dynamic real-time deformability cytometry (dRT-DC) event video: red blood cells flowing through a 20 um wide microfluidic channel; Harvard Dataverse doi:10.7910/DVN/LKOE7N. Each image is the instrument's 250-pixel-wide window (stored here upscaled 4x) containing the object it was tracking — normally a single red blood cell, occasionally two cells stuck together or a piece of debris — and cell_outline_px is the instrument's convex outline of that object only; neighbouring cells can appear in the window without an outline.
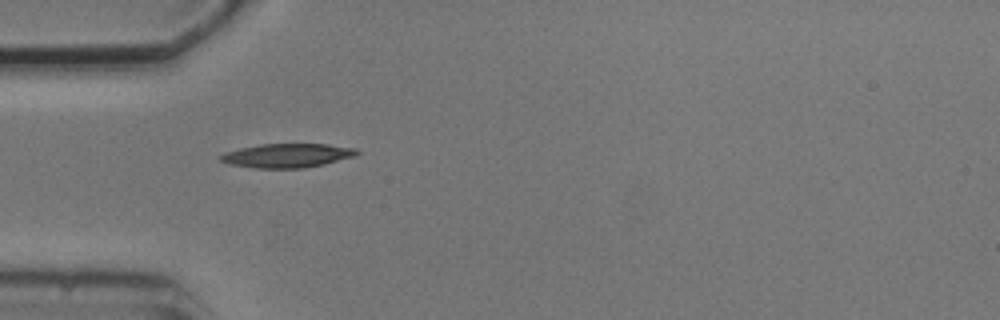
{"species": "common noctule bat (a hibernating species)", "species_latin": "Nyctalus noctula", "temperature_condition": "cold", "stored_images_in_passage": 2, "camera_frame_rate_fps": 3000, "um_per_image_px": 0.085, "animal": {"sex": "male", "body_mass_g": 20.5, "forearm_length_mm": 52.5}, "frame": {"image": 1, "passage_image": 1, "time_ms": 0.0, "image_size_px": [1000, 320], "cell_outline_px": [[360, 152], [356, 156], [324, 164], [304, 168], [256, 168], [228, 164], [220, 160], [220, 156], [224, 152], [240, 148], [260, 144], [328, 144], [356, 148]], "centroid_in_image_um": [24.43, 13.22], "position_along_channel_um": 60.6, "area_um2": 19.13}}